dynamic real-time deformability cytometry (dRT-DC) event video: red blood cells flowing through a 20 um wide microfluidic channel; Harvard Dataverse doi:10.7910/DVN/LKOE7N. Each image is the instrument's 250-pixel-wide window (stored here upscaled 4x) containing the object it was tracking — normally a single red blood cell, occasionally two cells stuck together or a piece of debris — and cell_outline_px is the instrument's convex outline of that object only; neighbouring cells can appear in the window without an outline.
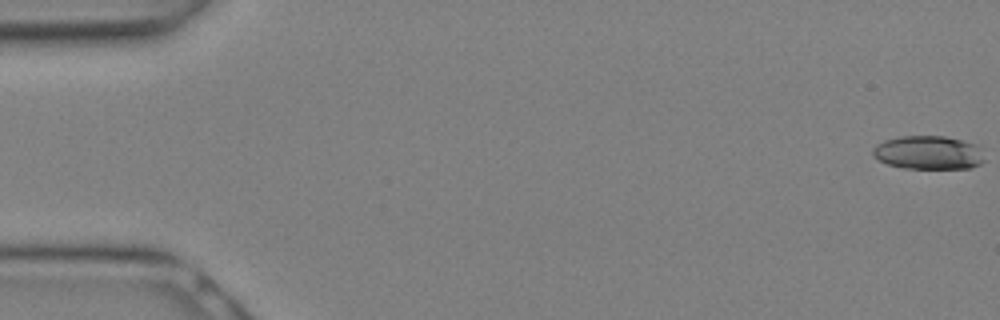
{"species": "Egyptian fruit bat (a non-hibernating species)", "species_latin": "Rousettus aegyptiacus", "temperature_condition": "warm", "stored_images_in_passage": 8, "camera_frame_rate_fps": 3000, "um_per_image_px": 0.085, "animal": {"sex": "female"}, "frame": {"image": 1, "passage_image": 1, "time_ms": 0.0, "image_size_px": [1000, 320], "cell_outline_px": [[984, 160], [980, 164], [972, 168], [900, 168], [888, 164], [872, 156], [872, 148], [876, 144], [884, 140], [900, 136], [944, 136], [976, 144]], "centroid_in_image_um": [78.86, 12.97], "position_along_channel_um": 6.1, "area_um2": 21.79}}